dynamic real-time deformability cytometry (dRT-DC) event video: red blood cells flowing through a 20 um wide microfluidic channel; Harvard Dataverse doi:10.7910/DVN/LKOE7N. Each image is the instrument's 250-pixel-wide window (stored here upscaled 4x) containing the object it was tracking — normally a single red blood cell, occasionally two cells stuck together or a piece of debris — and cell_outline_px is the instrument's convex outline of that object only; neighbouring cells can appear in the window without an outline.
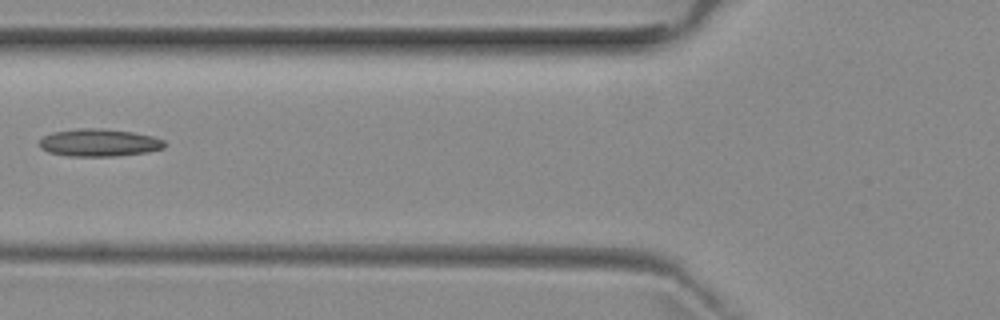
{"species": "common noctule bat (a hibernating species)", "species_latin": "Nyctalus noctula", "temperature_condition": "room temperature", "stored_images_in_passage": 4, "camera_frame_rate_fps": 3000, "um_per_image_px": 0.085, "animal": {"sex": "female", "body_mass_g": 29.2, "forearm_length_mm": 56.3}, "frame": {"image": 1, "passage_image": 4, "time_ms": 3.333, "image_size_px": [1000, 320], "cell_outline_px": [[164, 148], [144, 152], [116, 156], [68, 156], [48, 152], [40, 148], [40, 140], [44, 136], [52, 132], [76, 128], [104, 128], [132, 132], [152, 136], [164, 140]], "centroid_in_image_um": [8.38, 12.12], "position_along_channel_um": 117.4, "area_um2": 20.06}}